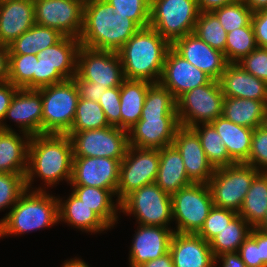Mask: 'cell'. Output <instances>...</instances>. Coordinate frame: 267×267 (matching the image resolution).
I'll return each instance as SVG.
<instances>
[{
  "label": "cell",
  "instance_id": "1",
  "mask_svg": "<svg viewBox=\"0 0 267 267\" xmlns=\"http://www.w3.org/2000/svg\"><path fill=\"white\" fill-rule=\"evenodd\" d=\"M180 127L177 100L160 83L147 91L141 119L128 130V145L137 148L161 149L173 144Z\"/></svg>",
  "mask_w": 267,
  "mask_h": 267
},
{
  "label": "cell",
  "instance_id": "2",
  "mask_svg": "<svg viewBox=\"0 0 267 267\" xmlns=\"http://www.w3.org/2000/svg\"><path fill=\"white\" fill-rule=\"evenodd\" d=\"M73 145L66 134H41L31 136L28 146L26 188L34 190V177H40L46 187L60 181L70 184L73 167ZM32 188V189H31Z\"/></svg>",
  "mask_w": 267,
  "mask_h": 267
},
{
  "label": "cell",
  "instance_id": "3",
  "mask_svg": "<svg viewBox=\"0 0 267 267\" xmlns=\"http://www.w3.org/2000/svg\"><path fill=\"white\" fill-rule=\"evenodd\" d=\"M114 12L106 0H85L80 44L117 52L140 27L127 16Z\"/></svg>",
  "mask_w": 267,
  "mask_h": 267
},
{
  "label": "cell",
  "instance_id": "4",
  "mask_svg": "<svg viewBox=\"0 0 267 267\" xmlns=\"http://www.w3.org/2000/svg\"><path fill=\"white\" fill-rule=\"evenodd\" d=\"M171 44L150 26L140 28L118 51L125 79L159 83Z\"/></svg>",
  "mask_w": 267,
  "mask_h": 267
},
{
  "label": "cell",
  "instance_id": "5",
  "mask_svg": "<svg viewBox=\"0 0 267 267\" xmlns=\"http://www.w3.org/2000/svg\"><path fill=\"white\" fill-rule=\"evenodd\" d=\"M46 187L26 190L15 205L0 219V238L21 235L59 223L58 199Z\"/></svg>",
  "mask_w": 267,
  "mask_h": 267
},
{
  "label": "cell",
  "instance_id": "6",
  "mask_svg": "<svg viewBox=\"0 0 267 267\" xmlns=\"http://www.w3.org/2000/svg\"><path fill=\"white\" fill-rule=\"evenodd\" d=\"M42 99V134H66L73 124L79 93L75 81L36 89Z\"/></svg>",
  "mask_w": 267,
  "mask_h": 267
},
{
  "label": "cell",
  "instance_id": "7",
  "mask_svg": "<svg viewBox=\"0 0 267 267\" xmlns=\"http://www.w3.org/2000/svg\"><path fill=\"white\" fill-rule=\"evenodd\" d=\"M199 14L197 0H150L149 26L172 44L194 32Z\"/></svg>",
  "mask_w": 267,
  "mask_h": 267
},
{
  "label": "cell",
  "instance_id": "8",
  "mask_svg": "<svg viewBox=\"0 0 267 267\" xmlns=\"http://www.w3.org/2000/svg\"><path fill=\"white\" fill-rule=\"evenodd\" d=\"M174 232L197 234L213 205L208 184L191 183L171 195Z\"/></svg>",
  "mask_w": 267,
  "mask_h": 267
},
{
  "label": "cell",
  "instance_id": "9",
  "mask_svg": "<svg viewBox=\"0 0 267 267\" xmlns=\"http://www.w3.org/2000/svg\"><path fill=\"white\" fill-rule=\"evenodd\" d=\"M224 94L219 80L185 92L177 99V116L180 126L192 128L208 124L222 116Z\"/></svg>",
  "mask_w": 267,
  "mask_h": 267
},
{
  "label": "cell",
  "instance_id": "10",
  "mask_svg": "<svg viewBox=\"0 0 267 267\" xmlns=\"http://www.w3.org/2000/svg\"><path fill=\"white\" fill-rule=\"evenodd\" d=\"M120 212L136 217L138 225L171 227V195L156 183L145 185L127 195L120 202ZM171 221V222H170Z\"/></svg>",
  "mask_w": 267,
  "mask_h": 267
},
{
  "label": "cell",
  "instance_id": "11",
  "mask_svg": "<svg viewBox=\"0 0 267 267\" xmlns=\"http://www.w3.org/2000/svg\"><path fill=\"white\" fill-rule=\"evenodd\" d=\"M80 40L64 36L58 43L37 54L36 89L72 79L77 74Z\"/></svg>",
  "mask_w": 267,
  "mask_h": 267
},
{
  "label": "cell",
  "instance_id": "12",
  "mask_svg": "<svg viewBox=\"0 0 267 267\" xmlns=\"http://www.w3.org/2000/svg\"><path fill=\"white\" fill-rule=\"evenodd\" d=\"M259 172L246 163H234L214 170L208 182L213 205L239 212L254 177Z\"/></svg>",
  "mask_w": 267,
  "mask_h": 267
},
{
  "label": "cell",
  "instance_id": "13",
  "mask_svg": "<svg viewBox=\"0 0 267 267\" xmlns=\"http://www.w3.org/2000/svg\"><path fill=\"white\" fill-rule=\"evenodd\" d=\"M159 162V149L128 146L124 159L120 162L116 201L121 202L133 191L155 183Z\"/></svg>",
  "mask_w": 267,
  "mask_h": 267
},
{
  "label": "cell",
  "instance_id": "14",
  "mask_svg": "<svg viewBox=\"0 0 267 267\" xmlns=\"http://www.w3.org/2000/svg\"><path fill=\"white\" fill-rule=\"evenodd\" d=\"M74 157H106L122 161L128 148V131L108 126L81 132H67Z\"/></svg>",
  "mask_w": 267,
  "mask_h": 267
},
{
  "label": "cell",
  "instance_id": "15",
  "mask_svg": "<svg viewBox=\"0 0 267 267\" xmlns=\"http://www.w3.org/2000/svg\"><path fill=\"white\" fill-rule=\"evenodd\" d=\"M77 75L99 87H120L125 80L119 54L80 46L77 53Z\"/></svg>",
  "mask_w": 267,
  "mask_h": 267
},
{
  "label": "cell",
  "instance_id": "16",
  "mask_svg": "<svg viewBox=\"0 0 267 267\" xmlns=\"http://www.w3.org/2000/svg\"><path fill=\"white\" fill-rule=\"evenodd\" d=\"M35 24L79 39L83 28L85 0H33Z\"/></svg>",
  "mask_w": 267,
  "mask_h": 267
},
{
  "label": "cell",
  "instance_id": "17",
  "mask_svg": "<svg viewBox=\"0 0 267 267\" xmlns=\"http://www.w3.org/2000/svg\"><path fill=\"white\" fill-rule=\"evenodd\" d=\"M120 162L106 157H74L69 185L112 190L116 194Z\"/></svg>",
  "mask_w": 267,
  "mask_h": 267
},
{
  "label": "cell",
  "instance_id": "18",
  "mask_svg": "<svg viewBox=\"0 0 267 267\" xmlns=\"http://www.w3.org/2000/svg\"><path fill=\"white\" fill-rule=\"evenodd\" d=\"M211 78L180 56L172 47L166 53L159 83L177 100L185 92L207 84Z\"/></svg>",
  "mask_w": 267,
  "mask_h": 267
},
{
  "label": "cell",
  "instance_id": "19",
  "mask_svg": "<svg viewBox=\"0 0 267 267\" xmlns=\"http://www.w3.org/2000/svg\"><path fill=\"white\" fill-rule=\"evenodd\" d=\"M42 99L36 89L19 88L13 96L10 106L6 111L3 121L0 123L1 130H14L7 125L6 119H11L30 136L42 134Z\"/></svg>",
  "mask_w": 267,
  "mask_h": 267
},
{
  "label": "cell",
  "instance_id": "20",
  "mask_svg": "<svg viewBox=\"0 0 267 267\" xmlns=\"http://www.w3.org/2000/svg\"><path fill=\"white\" fill-rule=\"evenodd\" d=\"M171 47L212 80H219L228 64L224 53L213 49L194 33L176 39Z\"/></svg>",
  "mask_w": 267,
  "mask_h": 267
},
{
  "label": "cell",
  "instance_id": "21",
  "mask_svg": "<svg viewBox=\"0 0 267 267\" xmlns=\"http://www.w3.org/2000/svg\"><path fill=\"white\" fill-rule=\"evenodd\" d=\"M173 145L182 156L188 178L193 183L208 184L215 169L209 163L198 135L191 128L180 126Z\"/></svg>",
  "mask_w": 267,
  "mask_h": 267
},
{
  "label": "cell",
  "instance_id": "22",
  "mask_svg": "<svg viewBox=\"0 0 267 267\" xmlns=\"http://www.w3.org/2000/svg\"><path fill=\"white\" fill-rule=\"evenodd\" d=\"M171 228L139 224L129 251V267H139L168 253L174 233Z\"/></svg>",
  "mask_w": 267,
  "mask_h": 267
},
{
  "label": "cell",
  "instance_id": "23",
  "mask_svg": "<svg viewBox=\"0 0 267 267\" xmlns=\"http://www.w3.org/2000/svg\"><path fill=\"white\" fill-rule=\"evenodd\" d=\"M174 267H215V257L198 234L174 232L169 245Z\"/></svg>",
  "mask_w": 267,
  "mask_h": 267
},
{
  "label": "cell",
  "instance_id": "24",
  "mask_svg": "<svg viewBox=\"0 0 267 267\" xmlns=\"http://www.w3.org/2000/svg\"><path fill=\"white\" fill-rule=\"evenodd\" d=\"M34 24L33 0H0V44L8 46Z\"/></svg>",
  "mask_w": 267,
  "mask_h": 267
},
{
  "label": "cell",
  "instance_id": "25",
  "mask_svg": "<svg viewBox=\"0 0 267 267\" xmlns=\"http://www.w3.org/2000/svg\"><path fill=\"white\" fill-rule=\"evenodd\" d=\"M219 83L225 97L258 100L267 105V83L237 63L227 64Z\"/></svg>",
  "mask_w": 267,
  "mask_h": 267
},
{
  "label": "cell",
  "instance_id": "26",
  "mask_svg": "<svg viewBox=\"0 0 267 267\" xmlns=\"http://www.w3.org/2000/svg\"><path fill=\"white\" fill-rule=\"evenodd\" d=\"M0 129V173L24 174L28 168V146L31 136L20 131Z\"/></svg>",
  "mask_w": 267,
  "mask_h": 267
},
{
  "label": "cell",
  "instance_id": "27",
  "mask_svg": "<svg viewBox=\"0 0 267 267\" xmlns=\"http://www.w3.org/2000/svg\"><path fill=\"white\" fill-rule=\"evenodd\" d=\"M159 169L155 183L166 193L172 195L193 183L186 174L182 156L172 144L159 149Z\"/></svg>",
  "mask_w": 267,
  "mask_h": 267
},
{
  "label": "cell",
  "instance_id": "28",
  "mask_svg": "<svg viewBox=\"0 0 267 267\" xmlns=\"http://www.w3.org/2000/svg\"><path fill=\"white\" fill-rule=\"evenodd\" d=\"M58 199V214L60 221L76 227L82 232L96 233L108 230L110 227L93 211L87 207L72 192L66 200Z\"/></svg>",
  "mask_w": 267,
  "mask_h": 267
},
{
  "label": "cell",
  "instance_id": "29",
  "mask_svg": "<svg viewBox=\"0 0 267 267\" xmlns=\"http://www.w3.org/2000/svg\"><path fill=\"white\" fill-rule=\"evenodd\" d=\"M211 124L221 136L230 158L235 163H246L251 149L253 129L237 125L223 116Z\"/></svg>",
  "mask_w": 267,
  "mask_h": 267
},
{
  "label": "cell",
  "instance_id": "30",
  "mask_svg": "<svg viewBox=\"0 0 267 267\" xmlns=\"http://www.w3.org/2000/svg\"><path fill=\"white\" fill-rule=\"evenodd\" d=\"M153 83L125 79L120 86L121 129L128 131L140 119L148 88Z\"/></svg>",
  "mask_w": 267,
  "mask_h": 267
},
{
  "label": "cell",
  "instance_id": "31",
  "mask_svg": "<svg viewBox=\"0 0 267 267\" xmlns=\"http://www.w3.org/2000/svg\"><path fill=\"white\" fill-rule=\"evenodd\" d=\"M72 193L87 207L91 208L111 229L116 223L120 212V202H114L116 197L112 190H105L89 186H71ZM115 203V204H114Z\"/></svg>",
  "mask_w": 267,
  "mask_h": 267
},
{
  "label": "cell",
  "instance_id": "32",
  "mask_svg": "<svg viewBox=\"0 0 267 267\" xmlns=\"http://www.w3.org/2000/svg\"><path fill=\"white\" fill-rule=\"evenodd\" d=\"M265 108L263 101L224 97L222 116L237 125L254 129L263 124Z\"/></svg>",
  "mask_w": 267,
  "mask_h": 267
},
{
  "label": "cell",
  "instance_id": "33",
  "mask_svg": "<svg viewBox=\"0 0 267 267\" xmlns=\"http://www.w3.org/2000/svg\"><path fill=\"white\" fill-rule=\"evenodd\" d=\"M64 35L58 30L34 24L28 31L15 39L9 47V54H35L58 43Z\"/></svg>",
  "mask_w": 267,
  "mask_h": 267
},
{
  "label": "cell",
  "instance_id": "34",
  "mask_svg": "<svg viewBox=\"0 0 267 267\" xmlns=\"http://www.w3.org/2000/svg\"><path fill=\"white\" fill-rule=\"evenodd\" d=\"M267 212V173L259 172L253 179L238 212L251 227H257Z\"/></svg>",
  "mask_w": 267,
  "mask_h": 267
},
{
  "label": "cell",
  "instance_id": "35",
  "mask_svg": "<svg viewBox=\"0 0 267 267\" xmlns=\"http://www.w3.org/2000/svg\"><path fill=\"white\" fill-rule=\"evenodd\" d=\"M252 227L237 215L209 242L214 257L223 253L238 252L241 244L250 235Z\"/></svg>",
  "mask_w": 267,
  "mask_h": 267
},
{
  "label": "cell",
  "instance_id": "36",
  "mask_svg": "<svg viewBox=\"0 0 267 267\" xmlns=\"http://www.w3.org/2000/svg\"><path fill=\"white\" fill-rule=\"evenodd\" d=\"M191 129L198 135L207 159L214 169L230 166L235 163L230 158L221 136L211 123L199 124Z\"/></svg>",
  "mask_w": 267,
  "mask_h": 267
},
{
  "label": "cell",
  "instance_id": "37",
  "mask_svg": "<svg viewBox=\"0 0 267 267\" xmlns=\"http://www.w3.org/2000/svg\"><path fill=\"white\" fill-rule=\"evenodd\" d=\"M35 54H9L8 81L18 88L36 89V62Z\"/></svg>",
  "mask_w": 267,
  "mask_h": 267
},
{
  "label": "cell",
  "instance_id": "38",
  "mask_svg": "<svg viewBox=\"0 0 267 267\" xmlns=\"http://www.w3.org/2000/svg\"><path fill=\"white\" fill-rule=\"evenodd\" d=\"M110 126L98 102L79 98L76 114L68 132H81Z\"/></svg>",
  "mask_w": 267,
  "mask_h": 267
},
{
  "label": "cell",
  "instance_id": "39",
  "mask_svg": "<svg viewBox=\"0 0 267 267\" xmlns=\"http://www.w3.org/2000/svg\"><path fill=\"white\" fill-rule=\"evenodd\" d=\"M257 47L254 29L250 22L246 27L227 33L225 59L228 63H237Z\"/></svg>",
  "mask_w": 267,
  "mask_h": 267
},
{
  "label": "cell",
  "instance_id": "40",
  "mask_svg": "<svg viewBox=\"0 0 267 267\" xmlns=\"http://www.w3.org/2000/svg\"><path fill=\"white\" fill-rule=\"evenodd\" d=\"M193 33L225 56L227 32L213 12H200Z\"/></svg>",
  "mask_w": 267,
  "mask_h": 267
},
{
  "label": "cell",
  "instance_id": "41",
  "mask_svg": "<svg viewBox=\"0 0 267 267\" xmlns=\"http://www.w3.org/2000/svg\"><path fill=\"white\" fill-rule=\"evenodd\" d=\"M220 24L228 33L234 29L246 27L252 18L253 12L245 5L243 0H235L213 11Z\"/></svg>",
  "mask_w": 267,
  "mask_h": 267
},
{
  "label": "cell",
  "instance_id": "42",
  "mask_svg": "<svg viewBox=\"0 0 267 267\" xmlns=\"http://www.w3.org/2000/svg\"><path fill=\"white\" fill-rule=\"evenodd\" d=\"M117 13L127 16L140 28L149 26L150 0H106Z\"/></svg>",
  "mask_w": 267,
  "mask_h": 267
},
{
  "label": "cell",
  "instance_id": "43",
  "mask_svg": "<svg viewBox=\"0 0 267 267\" xmlns=\"http://www.w3.org/2000/svg\"><path fill=\"white\" fill-rule=\"evenodd\" d=\"M26 190L24 174L0 173V211L11 209Z\"/></svg>",
  "mask_w": 267,
  "mask_h": 267
},
{
  "label": "cell",
  "instance_id": "44",
  "mask_svg": "<svg viewBox=\"0 0 267 267\" xmlns=\"http://www.w3.org/2000/svg\"><path fill=\"white\" fill-rule=\"evenodd\" d=\"M237 215L238 212L234 210L213 206L197 234L206 242H210Z\"/></svg>",
  "mask_w": 267,
  "mask_h": 267
},
{
  "label": "cell",
  "instance_id": "45",
  "mask_svg": "<svg viewBox=\"0 0 267 267\" xmlns=\"http://www.w3.org/2000/svg\"><path fill=\"white\" fill-rule=\"evenodd\" d=\"M246 164L252 165L258 172L267 173V129L262 125L253 129L251 149Z\"/></svg>",
  "mask_w": 267,
  "mask_h": 267
},
{
  "label": "cell",
  "instance_id": "46",
  "mask_svg": "<svg viewBox=\"0 0 267 267\" xmlns=\"http://www.w3.org/2000/svg\"><path fill=\"white\" fill-rule=\"evenodd\" d=\"M110 126L121 128L120 87L107 88L98 102Z\"/></svg>",
  "mask_w": 267,
  "mask_h": 267
},
{
  "label": "cell",
  "instance_id": "47",
  "mask_svg": "<svg viewBox=\"0 0 267 267\" xmlns=\"http://www.w3.org/2000/svg\"><path fill=\"white\" fill-rule=\"evenodd\" d=\"M237 64L251 75L267 83V48L257 47Z\"/></svg>",
  "mask_w": 267,
  "mask_h": 267
},
{
  "label": "cell",
  "instance_id": "48",
  "mask_svg": "<svg viewBox=\"0 0 267 267\" xmlns=\"http://www.w3.org/2000/svg\"><path fill=\"white\" fill-rule=\"evenodd\" d=\"M238 253L246 267H266L261 261L259 246L256 243V227H252L250 235L241 244Z\"/></svg>",
  "mask_w": 267,
  "mask_h": 267
},
{
  "label": "cell",
  "instance_id": "49",
  "mask_svg": "<svg viewBox=\"0 0 267 267\" xmlns=\"http://www.w3.org/2000/svg\"><path fill=\"white\" fill-rule=\"evenodd\" d=\"M251 23L257 46L267 48V9L254 12Z\"/></svg>",
  "mask_w": 267,
  "mask_h": 267
},
{
  "label": "cell",
  "instance_id": "50",
  "mask_svg": "<svg viewBox=\"0 0 267 267\" xmlns=\"http://www.w3.org/2000/svg\"><path fill=\"white\" fill-rule=\"evenodd\" d=\"M72 79L77 86L79 98L99 102L101 95L106 91L105 87H99L96 83L84 81L77 74Z\"/></svg>",
  "mask_w": 267,
  "mask_h": 267
},
{
  "label": "cell",
  "instance_id": "51",
  "mask_svg": "<svg viewBox=\"0 0 267 267\" xmlns=\"http://www.w3.org/2000/svg\"><path fill=\"white\" fill-rule=\"evenodd\" d=\"M18 89L9 81L0 82V123L3 121L11 100Z\"/></svg>",
  "mask_w": 267,
  "mask_h": 267
},
{
  "label": "cell",
  "instance_id": "52",
  "mask_svg": "<svg viewBox=\"0 0 267 267\" xmlns=\"http://www.w3.org/2000/svg\"><path fill=\"white\" fill-rule=\"evenodd\" d=\"M222 261V267H246L238 252L223 253L215 258V267Z\"/></svg>",
  "mask_w": 267,
  "mask_h": 267
},
{
  "label": "cell",
  "instance_id": "53",
  "mask_svg": "<svg viewBox=\"0 0 267 267\" xmlns=\"http://www.w3.org/2000/svg\"><path fill=\"white\" fill-rule=\"evenodd\" d=\"M9 77V47L0 44V82L8 81Z\"/></svg>",
  "mask_w": 267,
  "mask_h": 267
},
{
  "label": "cell",
  "instance_id": "54",
  "mask_svg": "<svg viewBox=\"0 0 267 267\" xmlns=\"http://www.w3.org/2000/svg\"><path fill=\"white\" fill-rule=\"evenodd\" d=\"M235 0H197V5L200 12H213Z\"/></svg>",
  "mask_w": 267,
  "mask_h": 267
},
{
  "label": "cell",
  "instance_id": "55",
  "mask_svg": "<svg viewBox=\"0 0 267 267\" xmlns=\"http://www.w3.org/2000/svg\"><path fill=\"white\" fill-rule=\"evenodd\" d=\"M256 243L259 246V253L262 263L267 267V234L256 228Z\"/></svg>",
  "mask_w": 267,
  "mask_h": 267
},
{
  "label": "cell",
  "instance_id": "56",
  "mask_svg": "<svg viewBox=\"0 0 267 267\" xmlns=\"http://www.w3.org/2000/svg\"><path fill=\"white\" fill-rule=\"evenodd\" d=\"M139 267H174V265L171 253L168 252L159 258L143 263Z\"/></svg>",
  "mask_w": 267,
  "mask_h": 267
},
{
  "label": "cell",
  "instance_id": "57",
  "mask_svg": "<svg viewBox=\"0 0 267 267\" xmlns=\"http://www.w3.org/2000/svg\"><path fill=\"white\" fill-rule=\"evenodd\" d=\"M243 2L253 13L267 9V0H243Z\"/></svg>",
  "mask_w": 267,
  "mask_h": 267
},
{
  "label": "cell",
  "instance_id": "58",
  "mask_svg": "<svg viewBox=\"0 0 267 267\" xmlns=\"http://www.w3.org/2000/svg\"><path fill=\"white\" fill-rule=\"evenodd\" d=\"M62 267H90L85 261L79 258H72L69 261L65 260Z\"/></svg>",
  "mask_w": 267,
  "mask_h": 267
},
{
  "label": "cell",
  "instance_id": "59",
  "mask_svg": "<svg viewBox=\"0 0 267 267\" xmlns=\"http://www.w3.org/2000/svg\"><path fill=\"white\" fill-rule=\"evenodd\" d=\"M256 228L262 231L263 233L267 234V212L265 218L260 222V224Z\"/></svg>",
  "mask_w": 267,
  "mask_h": 267
},
{
  "label": "cell",
  "instance_id": "60",
  "mask_svg": "<svg viewBox=\"0 0 267 267\" xmlns=\"http://www.w3.org/2000/svg\"><path fill=\"white\" fill-rule=\"evenodd\" d=\"M262 126L267 129V105H266L265 112H264V119H263Z\"/></svg>",
  "mask_w": 267,
  "mask_h": 267
}]
</instances>
